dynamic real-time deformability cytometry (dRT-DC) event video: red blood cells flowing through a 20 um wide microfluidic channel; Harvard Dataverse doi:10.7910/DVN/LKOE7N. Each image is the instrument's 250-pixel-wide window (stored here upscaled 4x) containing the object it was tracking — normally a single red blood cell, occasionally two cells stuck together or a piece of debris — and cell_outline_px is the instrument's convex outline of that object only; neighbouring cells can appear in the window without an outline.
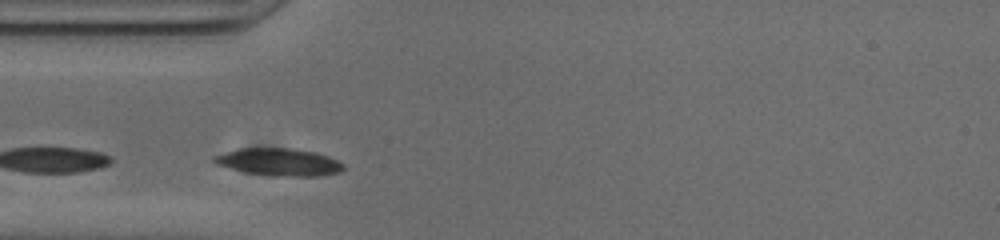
{"species": "common noctule bat (a hibernating species)", "species_latin": "Nyctalus noctula", "temperature_condition": "cold", "stored_images_in_passage": 26, "camera_frame_rate_fps": 3000, "um_per_image_px": 0.085, "animal": {"sex": "male", "body_mass_g": 20.0, "forearm_length_mm": 53.3}, "frame": {"image": 1, "passage_image": 1, "time_ms": 0.0, "image_size_px": [1000, 240], "cell_outline_px": [[344, 168], [340, 172], [316, 176], [272, 176], [244, 172], [216, 164], [212, 160], [212, 156], [224, 152], [240, 148], [288, 148], [316, 152], [328, 156], [344, 164]], "centroid_in_image_um": [23.69, 13.77], "position_along_channel_um": 61.3, "area_um2": 20.69}}
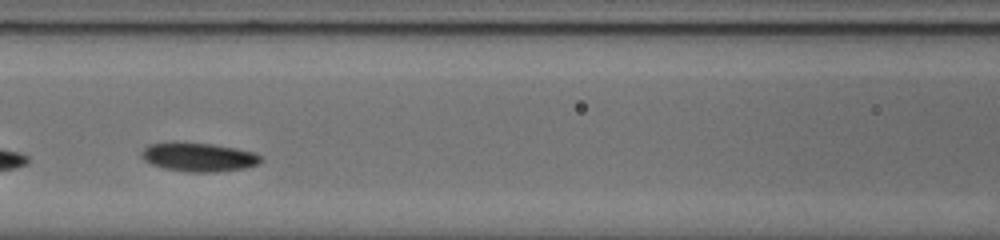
{"frame": {"image": 2, "passage_image": 8, "time_ms": 2.333, "image_size_px": [1000, 240], "cell_outline_px": [[260, 160], [256, 164], [244, 168], [216, 172], [188, 172], [164, 168], [152, 164], [144, 160], [140, 152], [144, 148], [152, 144], [212, 144], [252, 152], [260, 156]], "centroid_in_image_um": [16.87, 13.39], "position_along_channel_um": 149.7, "area_um2": 19.13}, "authors_computed_cell_mechanics": {"area_um2": 19.6809, "velocity_mm_per_s": 3.789, "shape_relaxation_time_tau1_ms": 1.9543, "shape_relaxation_time_tau2_ms": 4.7683, "deformation_change_tau1": 0.0527, "deformation_change_tau2": 0.1164}}